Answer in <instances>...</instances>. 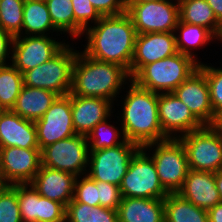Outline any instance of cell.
<instances>
[{"label": "cell", "instance_id": "6da1fadb", "mask_svg": "<svg viewBox=\"0 0 222 222\" xmlns=\"http://www.w3.org/2000/svg\"><path fill=\"white\" fill-rule=\"evenodd\" d=\"M136 37L137 32L127 13L102 16L84 31L81 39L85 38L86 43L82 44V50L93 59L123 66L131 76Z\"/></svg>", "mask_w": 222, "mask_h": 222}, {"label": "cell", "instance_id": "7a4b0ae2", "mask_svg": "<svg viewBox=\"0 0 222 222\" xmlns=\"http://www.w3.org/2000/svg\"><path fill=\"white\" fill-rule=\"evenodd\" d=\"M116 113L124 136L129 142L144 147L147 144L163 141L168 137L163 133L158 115V93L143 89L131 81L125 88ZM123 98H122V97ZM125 96V97H124ZM123 99V100H122Z\"/></svg>", "mask_w": 222, "mask_h": 222}, {"label": "cell", "instance_id": "3957f363", "mask_svg": "<svg viewBox=\"0 0 222 222\" xmlns=\"http://www.w3.org/2000/svg\"><path fill=\"white\" fill-rule=\"evenodd\" d=\"M132 81L129 71L115 63L103 62L78 50L72 69L70 93L108 99L116 105L119 95Z\"/></svg>", "mask_w": 222, "mask_h": 222}, {"label": "cell", "instance_id": "277c9868", "mask_svg": "<svg viewBox=\"0 0 222 222\" xmlns=\"http://www.w3.org/2000/svg\"><path fill=\"white\" fill-rule=\"evenodd\" d=\"M199 67L192 57L180 52L143 66L132 81L139 87L156 93L173 92Z\"/></svg>", "mask_w": 222, "mask_h": 222}, {"label": "cell", "instance_id": "5b68a950", "mask_svg": "<svg viewBox=\"0 0 222 222\" xmlns=\"http://www.w3.org/2000/svg\"><path fill=\"white\" fill-rule=\"evenodd\" d=\"M69 42L49 61L26 71L23 82L27 87L47 89L59 96L68 95L72 86V69L78 50Z\"/></svg>", "mask_w": 222, "mask_h": 222}, {"label": "cell", "instance_id": "8992f818", "mask_svg": "<svg viewBox=\"0 0 222 222\" xmlns=\"http://www.w3.org/2000/svg\"><path fill=\"white\" fill-rule=\"evenodd\" d=\"M142 148L152 157L164 189L168 193H177L189 171L186 151L180 140L168 138Z\"/></svg>", "mask_w": 222, "mask_h": 222}, {"label": "cell", "instance_id": "52a82bcc", "mask_svg": "<svg viewBox=\"0 0 222 222\" xmlns=\"http://www.w3.org/2000/svg\"><path fill=\"white\" fill-rule=\"evenodd\" d=\"M186 151L189 169L216 173L222 169V132L204 126L178 138Z\"/></svg>", "mask_w": 222, "mask_h": 222}, {"label": "cell", "instance_id": "ba28073f", "mask_svg": "<svg viewBox=\"0 0 222 222\" xmlns=\"http://www.w3.org/2000/svg\"><path fill=\"white\" fill-rule=\"evenodd\" d=\"M122 197L164 199L169 193L162 186L152 157L140 148L132 157L120 185Z\"/></svg>", "mask_w": 222, "mask_h": 222}, {"label": "cell", "instance_id": "9c48e42d", "mask_svg": "<svg viewBox=\"0 0 222 222\" xmlns=\"http://www.w3.org/2000/svg\"><path fill=\"white\" fill-rule=\"evenodd\" d=\"M89 144L85 135L61 139L41 150V165L80 176L89 167Z\"/></svg>", "mask_w": 222, "mask_h": 222}, {"label": "cell", "instance_id": "30bf717a", "mask_svg": "<svg viewBox=\"0 0 222 222\" xmlns=\"http://www.w3.org/2000/svg\"><path fill=\"white\" fill-rule=\"evenodd\" d=\"M126 13L137 34L175 32L180 20L178 0L126 3Z\"/></svg>", "mask_w": 222, "mask_h": 222}, {"label": "cell", "instance_id": "8fae6325", "mask_svg": "<svg viewBox=\"0 0 222 222\" xmlns=\"http://www.w3.org/2000/svg\"><path fill=\"white\" fill-rule=\"evenodd\" d=\"M140 148L126 140L114 147L90 151L87 175L94 181L120 187L132 157Z\"/></svg>", "mask_w": 222, "mask_h": 222}, {"label": "cell", "instance_id": "7c38bea8", "mask_svg": "<svg viewBox=\"0 0 222 222\" xmlns=\"http://www.w3.org/2000/svg\"><path fill=\"white\" fill-rule=\"evenodd\" d=\"M50 36H15L12 48L11 64L22 74L49 61L69 41ZM62 39V41H61Z\"/></svg>", "mask_w": 222, "mask_h": 222}, {"label": "cell", "instance_id": "4fadbf2b", "mask_svg": "<svg viewBox=\"0 0 222 222\" xmlns=\"http://www.w3.org/2000/svg\"><path fill=\"white\" fill-rule=\"evenodd\" d=\"M34 123L40 150L76 135L72 120L71 93L58 96L46 113Z\"/></svg>", "mask_w": 222, "mask_h": 222}, {"label": "cell", "instance_id": "5bb4252c", "mask_svg": "<svg viewBox=\"0 0 222 222\" xmlns=\"http://www.w3.org/2000/svg\"><path fill=\"white\" fill-rule=\"evenodd\" d=\"M158 115L162 131L168 138H179L204 127L173 92L158 93Z\"/></svg>", "mask_w": 222, "mask_h": 222}, {"label": "cell", "instance_id": "9a60e30c", "mask_svg": "<svg viewBox=\"0 0 222 222\" xmlns=\"http://www.w3.org/2000/svg\"><path fill=\"white\" fill-rule=\"evenodd\" d=\"M2 172L9 185L30 183L41 167L39 148L0 147Z\"/></svg>", "mask_w": 222, "mask_h": 222}, {"label": "cell", "instance_id": "2e32d148", "mask_svg": "<svg viewBox=\"0 0 222 222\" xmlns=\"http://www.w3.org/2000/svg\"><path fill=\"white\" fill-rule=\"evenodd\" d=\"M22 222H65L66 207L41 196L30 183L17 184Z\"/></svg>", "mask_w": 222, "mask_h": 222}, {"label": "cell", "instance_id": "e0dca14e", "mask_svg": "<svg viewBox=\"0 0 222 222\" xmlns=\"http://www.w3.org/2000/svg\"><path fill=\"white\" fill-rule=\"evenodd\" d=\"M173 93L204 126L215 124L217 118L211 106L208 83L205 74L199 68L181 83Z\"/></svg>", "mask_w": 222, "mask_h": 222}, {"label": "cell", "instance_id": "ac0fdd59", "mask_svg": "<svg viewBox=\"0 0 222 222\" xmlns=\"http://www.w3.org/2000/svg\"><path fill=\"white\" fill-rule=\"evenodd\" d=\"M178 53L174 32L137 34L131 78L145 65Z\"/></svg>", "mask_w": 222, "mask_h": 222}, {"label": "cell", "instance_id": "d6986e66", "mask_svg": "<svg viewBox=\"0 0 222 222\" xmlns=\"http://www.w3.org/2000/svg\"><path fill=\"white\" fill-rule=\"evenodd\" d=\"M116 108L108 99L71 94V111L76 134H87L100 122L109 118Z\"/></svg>", "mask_w": 222, "mask_h": 222}, {"label": "cell", "instance_id": "ffe728a7", "mask_svg": "<svg viewBox=\"0 0 222 222\" xmlns=\"http://www.w3.org/2000/svg\"><path fill=\"white\" fill-rule=\"evenodd\" d=\"M76 178L73 174L41 165L30 184L41 196L66 207L73 199Z\"/></svg>", "mask_w": 222, "mask_h": 222}, {"label": "cell", "instance_id": "44dd1931", "mask_svg": "<svg viewBox=\"0 0 222 222\" xmlns=\"http://www.w3.org/2000/svg\"><path fill=\"white\" fill-rule=\"evenodd\" d=\"M0 147L39 148L35 123L12 110L0 112Z\"/></svg>", "mask_w": 222, "mask_h": 222}, {"label": "cell", "instance_id": "7402d4cb", "mask_svg": "<svg viewBox=\"0 0 222 222\" xmlns=\"http://www.w3.org/2000/svg\"><path fill=\"white\" fill-rule=\"evenodd\" d=\"M177 193L207 211L221 202L213 172L189 169L184 183Z\"/></svg>", "mask_w": 222, "mask_h": 222}, {"label": "cell", "instance_id": "603a6c76", "mask_svg": "<svg viewBox=\"0 0 222 222\" xmlns=\"http://www.w3.org/2000/svg\"><path fill=\"white\" fill-rule=\"evenodd\" d=\"M119 222H165L164 199L122 197Z\"/></svg>", "mask_w": 222, "mask_h": 222}, {"label": "cell", "instance_id": "cb8c5ba5", "mask_svg": "<svg viewBox=\"0 0 222 222\" xmlns=\"http://www.w3.org/2000/svg\"><path fill=\"white\" fill-rule=\"evenodd\" d=\"M59 95L53 91L23 85L12 111L30 121L39 120Z\"/></svg>", "mask_w": 222, "mask_h": 222}, {"label": "cell", "instance_id": "d4e9b609", "mask_svg": "<svg viewBox=\"0 0 222 222\" xmlns=\"http://www.w3.org/2000/svg\"><path fill=\"white\" fill-rule=\"evenodd\" d=\"M176 47L178 52L192 57L199 64L202 62L196 55L197 49H203L210 45L212 41L218 42L217 38L206 28L181 22L175 28ZM195 50V51H194Z\"/></svg>", "mask_w": 222, "mask_h": 222}, {"label": "cell", "instance_id": "484cf974", "mask_svg": "<svg viewBox=\"0 0 222 222\" xmlns=\"http://www.w3.org/2000/svg\"><path fill=\"white\" fill-rule=\"evenodd\" d=\"M60 36L54 27L46 2L25 0L23 7L22 36ZM54 33V34H53Z\"/></svg>", "mask_w": 222, "mask_h": 222}, {"label": "cell", "instance_id": "4316f807", "mask_svg": "<svg viewBox=\"0 0 222 222\" xmlns=\"http://www.w3.org/2000/svg\"><path fill=\"white\" fill-rule=\"evenodd\" d=\"M180 21L208 29L217 39L222 33V24L215 17L206 0H178Z\"/></svg>", "mask_w": 222, "mask_h": 222}, {"label": "cell", "instance_id": "83f0119b", "mask_svg": "<svg viewBox=\"0 0 222 222\" xmlns=\"http://www.w3.org/2000/svg\"><path fill=\"white\" fill-rule=\"evenodd\" d=\"M165 222H209L208 211L197 207L178 193L164 198Z\"/></svg>", "mask_w": 222, "mask_h": 222}, {"label": "cell", "instance_id": "f1b7e54d", "mask_svg": "<svg viewBox=\"0 0 222 222\" xmlns=\"http://www.w3.org/2000/svg\"><path fill=\"white\" fill-rule=\"evenodd\" d=\"M65 222H119L118 210L92 207L72 199L66 206Z\"/></svg>", "mask_w": 222, "mask_h": 222}, {"label": "cell", "instance_id": "f546056e", "mask_svg": "<svg viewBox=\"0 0 222 222\" xmlns=\"http://www.w3.org/2000/svg\"><path fill=\"white\" fill-rule=\"evenodd\" d=\"M24 85L23 74L11 63L0 65V106L12 110Z\"/></svg>", "mask_w": 222, "mask_h": 222}, {"label": "cell", "instance_id": "4dcf8cb0", "mask_svg": "<svg viewBox=\"0 0 222 222\" xmlns=\"http://www.w3.org/2000/svg\"><path fill=\"white\" fill-rule=\"evenodd\" d=\"M113 114L106 120L97 124L88 134L87 142L90 151L110 148L120 145L126 141L122 127L110 124ZM109 121V122H108Z\"/></svg>", "mask_w": 222, "mask_h": 222}, {"label": "cell", "instance_id": "1f68e13d", "mask_svg": "<svg viewBox=\"0 0 222 222\" xmlns=\"http://www.w3.org/2000/svg\"><path fill=\"white\" fill-rule=\"evenodd\" d=\"M48 11L54 27L61 33L67 35V40L75 42V16L73 13L72 0H46Z\"/></svg>", "mask_w": 222, "mask_h": 222}, {"label": "cell", "instance_id": "d6a6232c", "mask_svg": "<svg viewBox=\"0 0 222 222\" xmlns=\"http://www.w3.org/2000/svg\"><path fill=\"white\" fill-rule=\"evenodd\" d=\"M25 0H0V28L15 36H22Z\"/></svg>", "mask_w": 222, "mask_h": 222}, {"label": "cell", "instance_id": "836d02e7", "mask_svg": "<svg viewBox=\"0 0 222 222\" xmlns=\"http://www.w3.org/2000/svg\"><path fill=\"white\" fill-rule=\"evenodd\" d=\"M198 68L206 76L211 106L217 118L222 113V67L202 62Z\"/></svg>", "mask_w": 222, "mask_h": 222}, {"label": "cell", "instance_id": "e575fe53", "mask_svg": "<svg viewBox=\"0 0 222 222\" xmlns=\"http://www.w3.org/2000/svg\"><path fill=\"white\" fill-rule=\"evenodd\" d=\"M75 16V40L81 39L84 31L101 19V15L89 0H72Z\"/></svg>", "mask_w": 222, "mask_h": 222}, {"label": "cell", "instance_id": "d590c367", "mask_svg": "<svg viewBox=\"0 0 222 222\" xmlns=\"http://www.w3.org/2000/svg\"><path fill=\"white\" fill-rule=\"evenodd\" d=\"M0 222H22L17 184L8 185L0 190Z\"/></svg>", "mask_w": 222, "mask_h": 222}, {"label": "cell", "instance_id": "8d00e7d4", "mask_svg": "<svg viewBox=\"0 0 222 222\" xmlns=\"http://www.w3.org/2000/svg\"><path fill=\"white\" fill-rule=\"evenodd\" d=\"M73 199L76 202L92 207L99 206L100 201L96 181L87 174L78 176L75 182Z\"/></svg>", "mask_w": 222, "mask_h": 222}, {"label": "cell", "instance_id": "74e56055", "mask_svg": "<svg viewBox=\"0 0 222 222\" xmlns=\"http://www.w3.org/2000/svg\"><path fill=\"white\" fill-rule=\"evenodd\" d=\"M98 188L100 206L117 210L122 200L120 187L107 183L96 181Z\"/></svg>", "mask_w": 222, "mask_h": 222}, {"label": "cell", "instance_id": "f35d334b", "mask_svg": "<svg viewBox=\"0 0 222 222\" xmlns=\"http://www.w3.org/2000/svg\"><path fill=\"white\" fill-rule=\"evenodd\" d=\"M101 16H116L126 13L123 0H89Z\"/></svg>", "mask_w": 222, "mask_h": 222}, {"label": "cell", "instance_id": "ab89813d", "mask_svg": "<svg viewBox=\"0 0 222 222\" xmlns=\"http://www.w3.org/2000/svg\"><path fill=\"white\" fill-rule=\"evenodd\" d=\"M14 36L0 28V65L11 63Z\"/></svg>", "mask_w": 222, "mask_h": 222}, {"label": "cell", "instance_id": "60d3db41", "mask_svg": "<svg viewBox=\"0 0 222 222\" xmlns=\"http://www.w3.org/2000/svg\"><path fill=\"white\" fill-rule=\"evenodd\" d=\"M209 222H222V202L208 210Z\"/></svg>", "mask_w": 222, "mask_h": 222}, {"label": "cell", "instance_id": "b9f144b4", "mask_svg": "<svg viewBox=\"0 0 222 222\" xmlns=\"http://www.w3.org/2000/svg\"><path fill=\"white\" fill-rule=\"evenodd\" d=\"M217 20L222 24V0H206Z\"/></svg>", "mask_w": 222, "mask_h": 222}, {"label": "cell", "instance_id": "7bdbcfd3", "mask_svg": "<svg viewBox=\"0 0 222 222\" xmlns=\"http://www.w3.org/2000/svg\"><path fill=\"white\" fill-rule=\"evenodd\" d=\"M216 188L222 202V169L215 173Z\"/></svg>", "mask_w": 222, "mask_h": 222}, {"label": "cell", "instance_id": "ee69618b", "mask_svg": "<svg viewBox=\"0 0 222 222\" xmlns=\"http://www.w3.org/2000/svg\"><path fill=\"white\" fill-rule=\"evenodd\" d=\"M9 184L6 182L3 172H2V166H1V157H0V190L7 187Z\"/></svg>", "mask_w": 222, "mask_h": 222}, {"label": "cell", "instance_id": "f6af8a7d", "mask_svg": "<svg viewBox=\"0 0 222 222\" xmlns=\"http://www.w3.org/2000/svg\"><path fill=\"white\" fill-rule=\"evenodd\" d=\"M214 126L222 132V113L217 117Z\"/></svg>", "mask_w": 222, "mask_h": 222}, {"label": "cell", "instance_id": "bcb514c9", "mask_svg": "<svg viewBox=\"0 0 222 222\" xmlns=\"http://www.w3.org/2000/svg\"><path fill=\"white\" fill-rule=\"evenodd\" d=\"M152 1H163V0H128L126 3H142V2H152Z\"/></svg>", "mask_w": 222, "mask_h": 222}, {"label": "cell", "instance_id": "7dc6e473", "mask_svg": "<svg viewBox=\"0 0 222 222\" xmlns=\"http://www.w3.org/2000/svg\"><path fill=\"white\" fill-rule=\"evenodd\" d=\"M218 41H220V42H218V44H219V43H222V33H221V35H220Z\"/></svg>", "mask_w": 222, "mask_h": 222}, {"label": "cell", "instance_id": "c3c4849f", "mask_svg": "<svg viewBox=\"0 0 222 222\" xmlns=\"http://www.w3.org/2000/svg\"><path fill=\"white\" fill-rule=\"evenodd\" d=\"M31 1H42V2H46V0H31Z\"/></svg>", "mask_w": 222, "mask_h": 222}]
</instances>
